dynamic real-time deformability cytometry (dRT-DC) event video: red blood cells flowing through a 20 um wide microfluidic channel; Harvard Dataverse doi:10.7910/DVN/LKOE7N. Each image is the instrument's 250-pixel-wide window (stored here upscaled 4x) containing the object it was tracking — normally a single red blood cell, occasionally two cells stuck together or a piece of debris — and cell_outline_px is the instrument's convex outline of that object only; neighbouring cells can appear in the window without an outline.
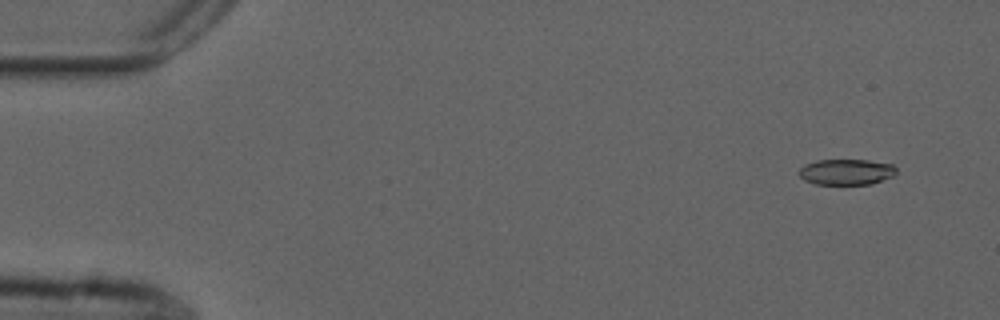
{"species": "common noctule bat (a hibernating species)", "species_latin": "Nyctalus noctula", "temperature_condition": "cold", "stored_images_in_passage": 46, "camera_frame_rate_fps": 3000, "um_per_image_px": 0.085, "animal": {"sex": "male", "forearm_length_mm": 52.5}, "frame": {"image": 1, "passage_image": 1, "time_ms": 0.0, "image_size_px": [1000, 320], "cell_outline_px": [[896, 172], [892, 176], [872, 184], [816, 184], [804, 180], [800, 176], [800, 168], [804, 164], [816, 160], [868, 160], [892, 164], [896, 168]], "centroid_in_image_um": [71.93, 14.61], "position_along_channel_um": 13.1, "area_um2": 14.57}}
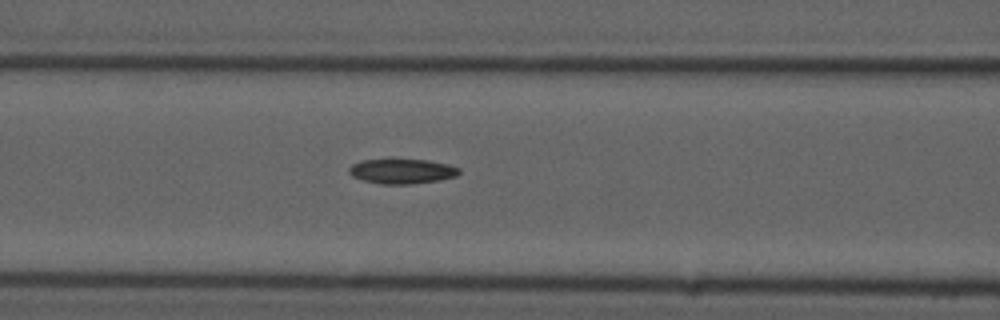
{"frame": {"image": 2, "passage_image": 20, "time_ms": 6.333, "image_size_px": [1000, 320], "cell_outline_px": [[460, 172], [456, 176], [440, 180], [408, 184], [380, 184], [364, 180], [352, 176], [348, 172], [348, 168], [352, 164], [360, 160], [428, 160], [448, 164], [460, 168]], "centroid_in_image_um": [34.17, 14.56], "position_along_channel_um": 132.4, "area_um2": 15.84}}
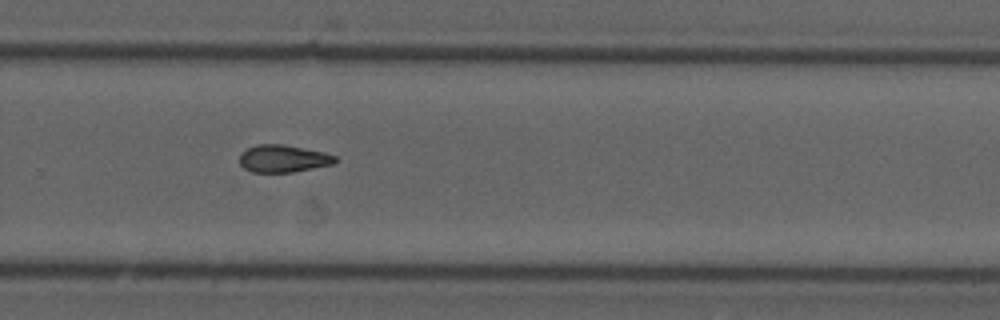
{"frame": {"image": 3, "passage_image": 34, "time_ms": 11.0, "image_size_px": [1000, 320], "cell_outline_px": [[340, 160], [336, 164], [292, 172], [252, 172], [244, 168], [240, 164], [240, 152], [256, 144], [284, 144], [324, 152], [336, 156]], "centroid_in_image_um": [24.11, 13.48], "position_along_channel_um": 305.7, "area_um2": 15.49}}